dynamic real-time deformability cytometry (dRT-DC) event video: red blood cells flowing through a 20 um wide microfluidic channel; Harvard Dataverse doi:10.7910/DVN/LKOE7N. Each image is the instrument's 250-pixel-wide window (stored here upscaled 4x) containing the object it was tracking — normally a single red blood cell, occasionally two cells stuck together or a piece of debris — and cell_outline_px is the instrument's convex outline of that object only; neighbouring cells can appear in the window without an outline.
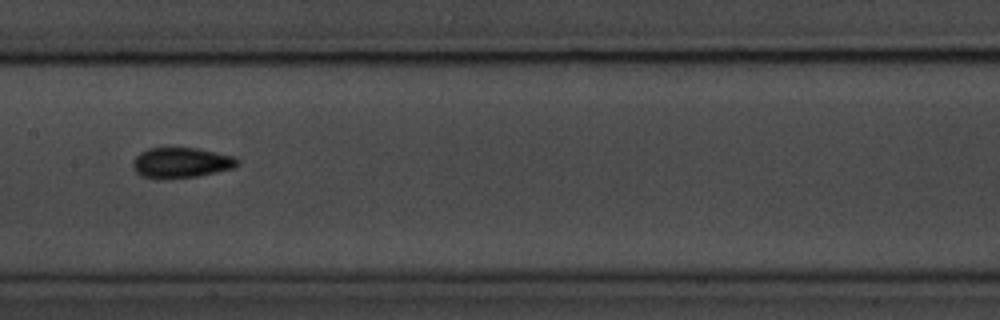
{"species": "common noctule bat (a hibernating species)", "species_latin": "Nyctalus noctula", "temperature_condition": "room temperature", "stored_images_in_passage": 15, "camera_frame_rate_fps": 3000, "um_per_image_px": 0.085, "animal": {"sex": "male", "body_mass_g": 20.1, "forearm_length_mm": 53.5}, "frame": {"image": 1, "passage_image": 7, "time_ms": 8.0, "image_size_px": [1000, 320], "cell_outline_px": [[240, 164], [232, 168], [216, 172], [196, 176], [140, 176], [132, 168], [132, 164], [136, 156], [140, 152], [148, 148], [196, 148], [236, 156], [240, 160]], "centroid_in_image_um": [15.45, 13.78], "position_along_channel_um": 192.0, "area_um2": 17.98}}
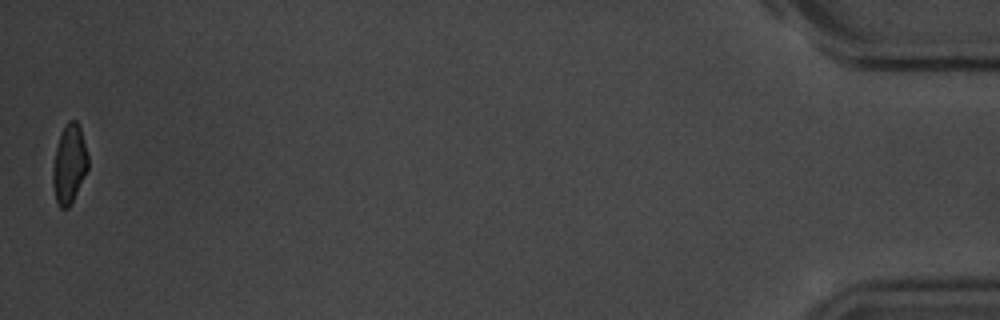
{"frame": {"image": 2, "passage_image": 15, "time_ms": 17.0, "image_size_px": [1000, 320], "cell_outline_px": [[88, 168], [68, 208], [60, 208], [56, 200], [52, 184], [52, 168], [56, 148], [60, 136], [68, 120], [76, 120], [80, 128], [88, 156]], "centroid_in_image_um": [5.87, 13.94], "position_along_channel_um": 429.3, "area_um2": 15.84}, "authors_computed_cell_mechanics": {"area_um2": 17.5134, "velocity_mm_per_s": 3.6785, "shape_relaxation_time_tau1_ms": 3.0035, "shape_relaxation_time_tau2_ms": null, "deformation_change_tau1": 0.1421, "deformation_change_tau2": null}}